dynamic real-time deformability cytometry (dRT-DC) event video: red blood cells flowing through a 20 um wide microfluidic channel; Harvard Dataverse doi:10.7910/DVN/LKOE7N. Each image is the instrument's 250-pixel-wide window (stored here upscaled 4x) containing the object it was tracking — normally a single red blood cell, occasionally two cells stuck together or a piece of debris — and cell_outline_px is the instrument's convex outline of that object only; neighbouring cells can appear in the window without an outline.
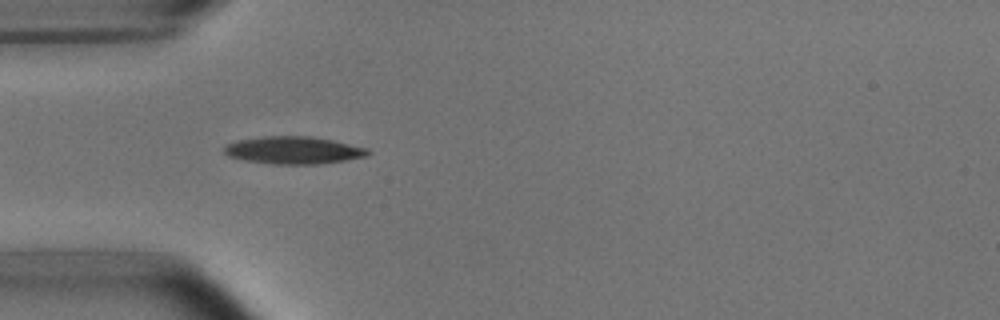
{"species": "common noctule bat (a hibernating species)", "species_latin": "Nyctalus noctula", "temperature_condition": "room temperature", "stored_images_in_passage": 7, "camera_frame_rate_fps": 3000, "um_per_image_px": 0.085, "animal": {"sex": "male", "body_mass_g": 15.6}, "frame": {"image": 1, "passage_image": 3, "time_ms": 0.667, "image_size_px": [1000, 320], "cell_outline_px": [[372, 152], [368, 156], [320, 164], [272, 164], [244, 160], [228, 156], [224, 152], [224, 144], [240, 140], [264, 136], [308, 136], [332, 140], [368, 148]], "centroid_in_image_um": [24.95, 12.77], "position_along_channel_um": 60.0, "area_um2": 23.0}}
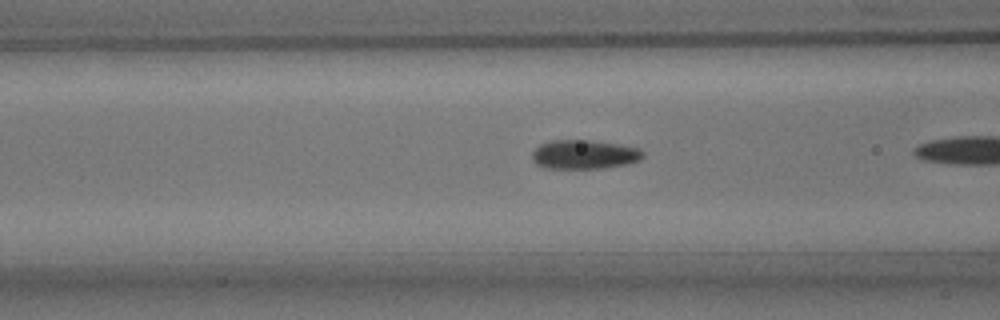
{"frame": {"image": 2, "passage_image": 5, "time_ms": 1.333, "image_size_px": [1000, 320], "cell_outline_px": [[644, 156], [640, 160], [628, 164], [604, 168], [544, 168], [536, 164], [532, 160], [532, 152], [540, 144], [552, 140], [588, 140], [616, 144], [640, 148], [644, 152]], "centroid_in_image_um": [49.66, 13.13], "position_along_channel_um": 116.9, "area_um2": 18.84}}